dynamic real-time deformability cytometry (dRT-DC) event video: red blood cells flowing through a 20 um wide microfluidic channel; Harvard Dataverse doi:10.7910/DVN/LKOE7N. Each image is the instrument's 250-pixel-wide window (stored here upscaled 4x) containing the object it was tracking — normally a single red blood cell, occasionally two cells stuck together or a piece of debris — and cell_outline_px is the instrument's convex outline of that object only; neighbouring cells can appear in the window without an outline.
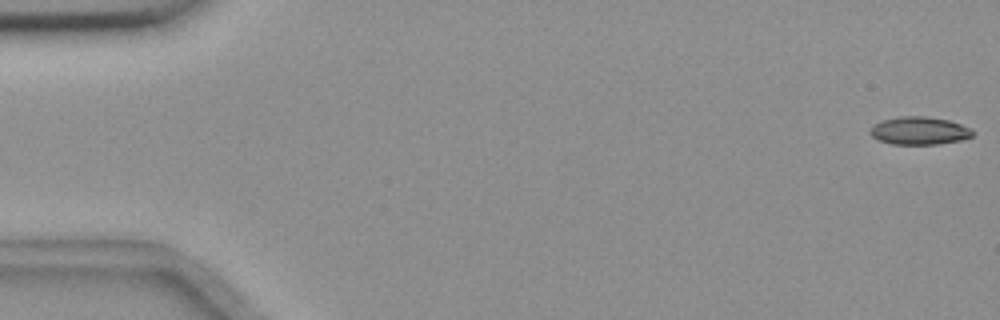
{"species": "common noctule bat (a hibernating species)", "species_latin": "Nyctalus noctula", "temperature_condition": "room temperature", "stored_images_in_passage": 57, "camera_frame_rate_fps": 3000, "um_per_image_px": 0.085, "animal": {"sex": "female", "body_mass_g": 18.4}, "frame": {"image": 1, "passage_image": 1, "time_ms": 0.0, "image_size_px": [1000, 320], "cell_outline_px": [[976, 132], [972, 136], [960, 140], [936, 144], [892, 144], [880, 140], [872, 136], [868, 132], [872, 124], [880, 120], [896, 116], [928, 116], [948, 120], [972, 128]], "centroid_in_image_um": [78.12, 11.09], "position_along_channel_um": 6.9, "area_um2": 16.88}}
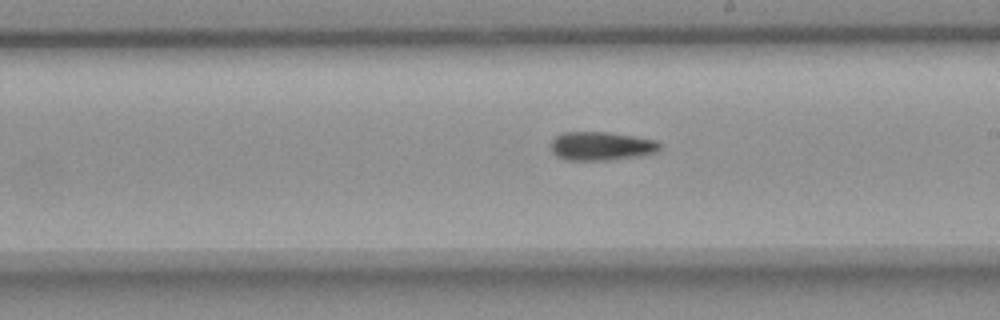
{"frame": {"image": 2, "passage_image": 32, "time_ms": 10.333, "image_size_px": [1000, 320], "cell_outline_px": [[660, 148], [656, 152], [640, 156], [608, 160], [564, 160], [556, 156], [552, 152], [552, 140], [560, 132], [608, 132], [656, 140], [660, 144]], "centroid_in_image_um": [51.08, 12.42], "position_along_channel_um": 237.9, "area_um2": 18.21}}
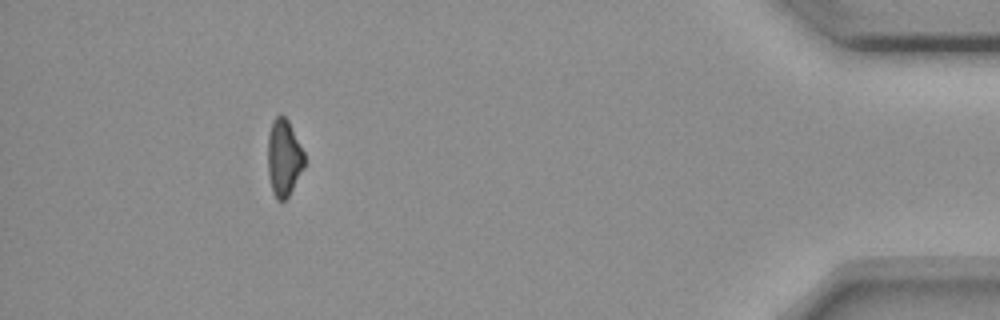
{"frame": {"image": 3, "passage_image": 51, "time_ms": 16.667, "image_size_px": [1000, 320], "cell_outline_px": [[304, 168], [288, 196], [284, 200], [276, 200], [272, 192], [268, 176], [268, 136], [272, 120], [280, 112], [288, 120], [304, 152]], "centroid_in_image_um": [24.11, 13.4], "position_along_channel_um": 411.1, "area_um2": 16.47}}